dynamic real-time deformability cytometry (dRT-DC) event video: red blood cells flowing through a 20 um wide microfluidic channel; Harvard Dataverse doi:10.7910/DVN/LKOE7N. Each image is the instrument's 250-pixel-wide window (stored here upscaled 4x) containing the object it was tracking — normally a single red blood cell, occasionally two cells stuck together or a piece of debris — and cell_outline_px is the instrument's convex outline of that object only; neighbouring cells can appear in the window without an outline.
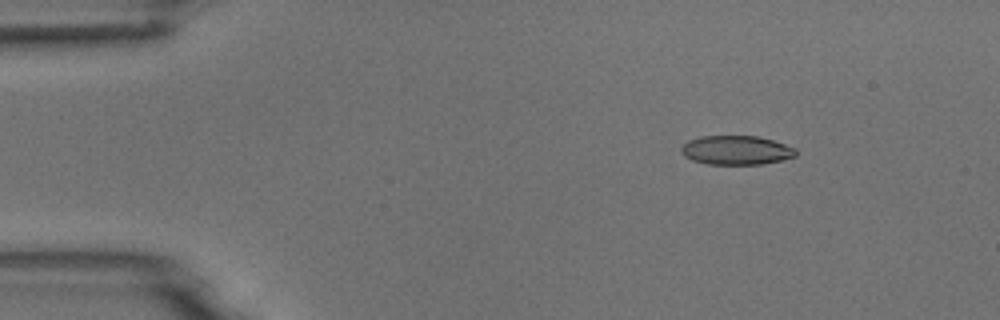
{"species": "common noctule bat (a hibernating species)", "species_latin": "Nyctalus noctula", "temperature_condition": "room temperature", "stored_images_in_passage": 5, "camera_frame_rate_fps": 3000, "um_per_image_px": 0.085, "animal": {"sex": "male", "body_mass_g": 18.8}, "frame": {"image": 1, "passage_image": 3, "time_ms": 0.667, "image_size_px": [1000, 320], "cell_outline_px": [[796, 156], [780, 160], [760, 164], [708, 164], [692, 160], [684, 156], [680, 152], [680, 148], [688, 140], [700, 136], [756, 136], [772, 140], [796, 148]], "centroid_in_image_um": [62.54, 12.76], "position_along_channel_um": 22.5, "area_um2": 19.36}}